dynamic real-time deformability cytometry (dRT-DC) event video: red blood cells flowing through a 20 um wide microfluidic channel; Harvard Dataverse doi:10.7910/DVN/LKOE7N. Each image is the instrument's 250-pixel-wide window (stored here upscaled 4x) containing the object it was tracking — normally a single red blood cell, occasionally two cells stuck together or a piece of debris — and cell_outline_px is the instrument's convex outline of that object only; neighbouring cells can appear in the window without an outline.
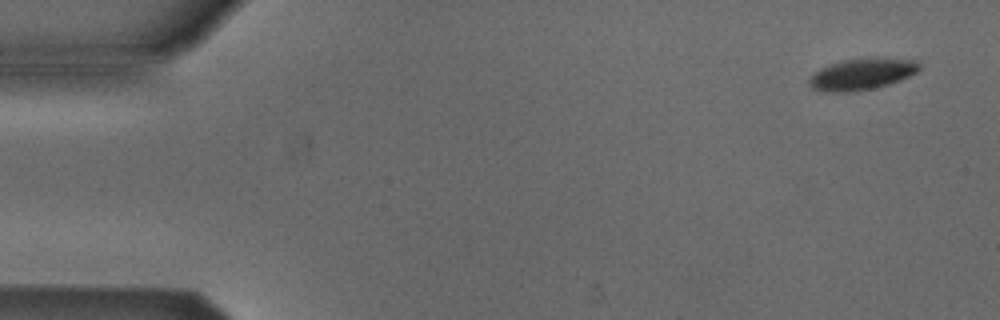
{"species": "Egyptian fruit bat (a non-hibernating species)", "species_latin": "Rousettus aegyptiacus", "temperature_condition": "cold", "stored_images_in_passage": 5, "camera_frame_rate_fps": 3000, "um_per_image_px": 0.085, "animal": {"sex": "male"}, "frame": {"image": 1, "passage_image": 1, "time_ms": 0.0, "image_size_px": [1000, 320], "cell_outline_px": [[920, 68], [916, 72], [900, 80], [888, 84], [872, 88], [848, 92], [824, 92], [812, 88], [808, 84], [808, 80], [812, 72], [820, 68], [844, 60], [920, 60]], "centroid_in_image_um": [73.18, 6.34], "position_along_channel_um": 11.8, "area_um2": 19.42}}